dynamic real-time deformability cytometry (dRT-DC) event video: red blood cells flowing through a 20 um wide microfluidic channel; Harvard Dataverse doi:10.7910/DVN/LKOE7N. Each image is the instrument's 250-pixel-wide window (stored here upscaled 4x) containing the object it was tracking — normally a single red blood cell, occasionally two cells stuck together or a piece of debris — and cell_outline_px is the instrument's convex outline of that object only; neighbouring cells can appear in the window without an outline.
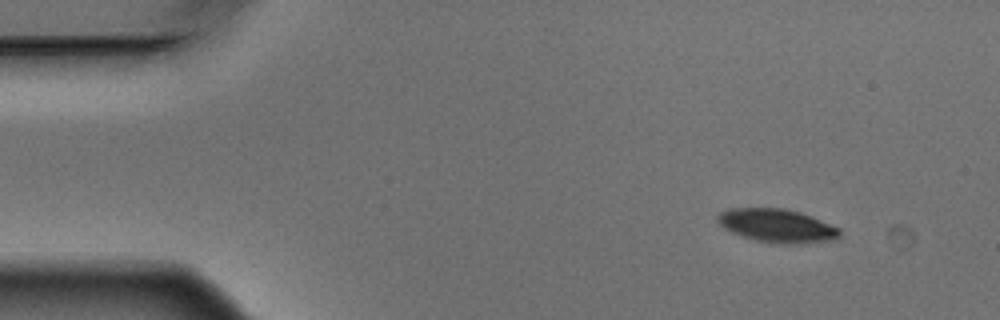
{"species": "Egyptian fruit bat (a non-hibernating species)", "species_latin": "Rousettus aegyptiacus", "temperature_condition": "warm", "stored_images_in_passage": 3, "camera_frame_rate_fps": 3000, "um_per_image_px": 0.085, "animal": {"sex": "male"}, "frame": {"image": 1, "passage_image": 1, "time_ms": 0.0, "image_size_px": [1000, 320], "cell_outline_px": [[840, 236], [836, 240], [796, 244], [780, 244], [756, 240], [732, 232], [724, 228], [716, 220], [716, 216], [720, 212], [732, 208], [784, 208], [800, 212], [840, 228]], "centroid_in_image_um": [66.06, 19.18], "position_along_channel_um": 18.9, "area_um2": 23.76}}
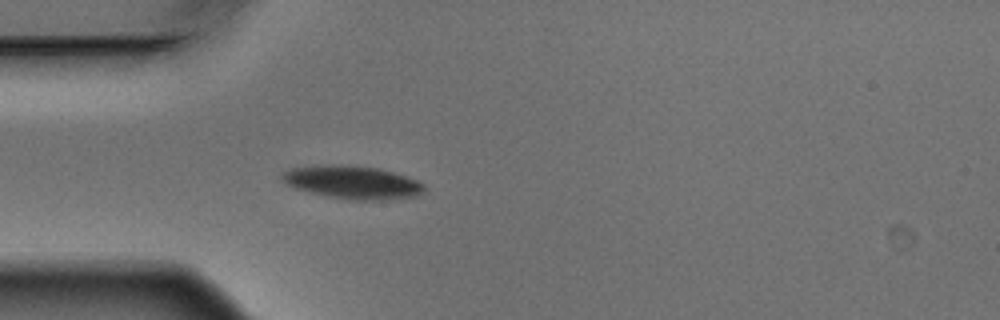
{"frame": {"image": 2, "passage_image": 3, "time_ms": 0.667, "image_size_px": [1000, 320], "cell_outline_px": [[424, 188], [420, 196], [384, 200], [348, 200], [328, 196], [296, 188], [280, 180], [280, 176], [284, 172], [292, 168], [316, 164], [352, 164], [380, 168], [416, 180], [424, 184]], "centroid_in_image_um": [29.95, 15.48], "position_along_channel_um": 55.0, "area_um2": 27.69}}